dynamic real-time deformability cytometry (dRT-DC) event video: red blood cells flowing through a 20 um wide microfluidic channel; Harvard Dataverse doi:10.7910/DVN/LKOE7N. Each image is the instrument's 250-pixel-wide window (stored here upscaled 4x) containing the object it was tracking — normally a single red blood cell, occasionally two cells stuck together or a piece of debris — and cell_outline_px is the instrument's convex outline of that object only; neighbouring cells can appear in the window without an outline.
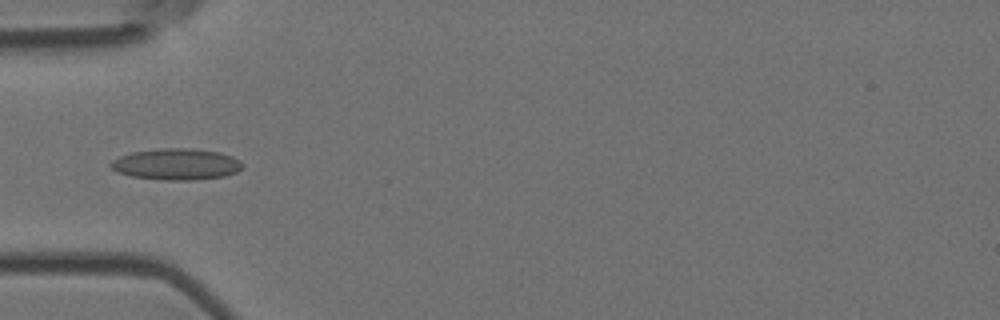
{"species": "Egyptian fruit bat (a non-hibernating species)", "species_latin": "Rousettus aegyptiacus", "temperature_condition": "room temperature", "stored_images_in_passage": 7, "camera_frame_rate_fps": 3000, "um_per_image_px": 0.085, "animal": {"sex": "female"}, "frame": {"image": 1, "passage_image": 4, "time_ms": 1.0, "image_size_px": [1000, 320], "cell_outline_px": [[244, 168], [236, 172], [224, 176], [196, 180], [164, 180], [132, 176], [116, 172], [108, 164], [112, 160], [120, 156], [132, 152], [160, 148], [188, 148], [220, 152], [232, 156], [240, 160], [244, 164]], "centroid_in_image_um": [15.01, 13.96], "position_along_channel_um": 70.0, "area_um2": 24.22}}
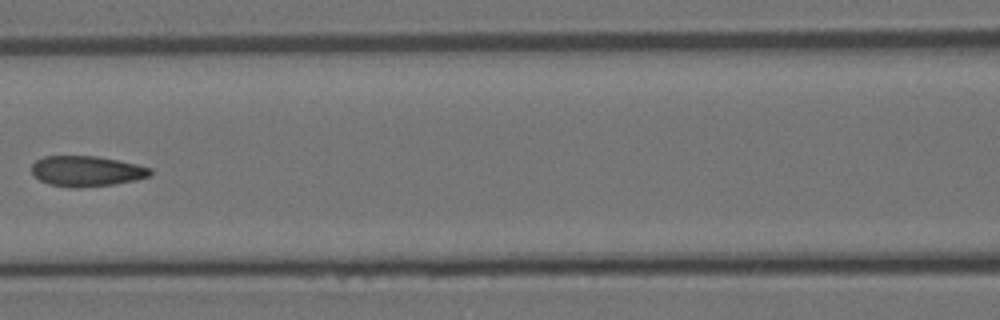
{"frame": {"image": 2, "passage_image": 6, "time_ms": 1.667, "image_size_px": [1000, 320], "cell_outline_px": [[152, 172], [148, 176], [136, 180], [116, 184], [80, 188], [68, 188], [48, 184], [40, 180], [32, 172], [32, 164], [36, 160], [44, 156], [96, 156], [120, 160], [152, 168]], "centroid_in_image_um": [7.36, 14.55], "position_along_channel_um": 159.2, "area_um2": 21.27}}
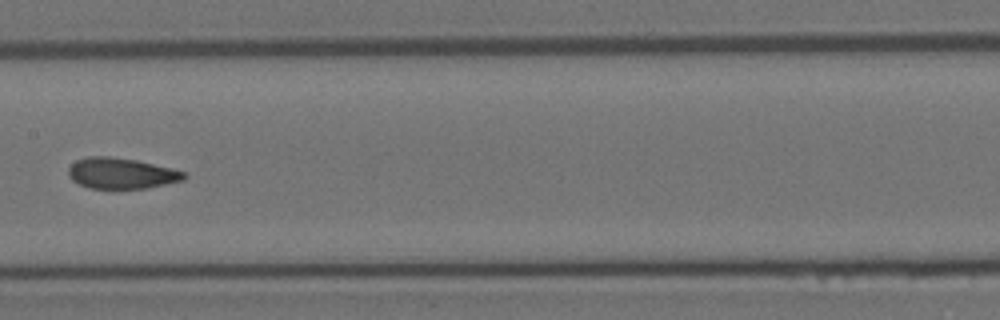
{"frame": {"image": 3, "passage_image": 7, "time_ms": 2.0, "image_size_px": [1000, 320], "cell_outline_px": [[188, 176], [184, 180], [148, 188], [92, 188], [80, 184], [72, 180], [68, 176], [68, 168], [76, 160], [88, 156], [108, 156], [136, 160], [172, 168], [184, 172]], "centroid_in_image_um": [10.32, 14.72], "position_along_channel_um": 197.1, "area_um2": 20.75}}